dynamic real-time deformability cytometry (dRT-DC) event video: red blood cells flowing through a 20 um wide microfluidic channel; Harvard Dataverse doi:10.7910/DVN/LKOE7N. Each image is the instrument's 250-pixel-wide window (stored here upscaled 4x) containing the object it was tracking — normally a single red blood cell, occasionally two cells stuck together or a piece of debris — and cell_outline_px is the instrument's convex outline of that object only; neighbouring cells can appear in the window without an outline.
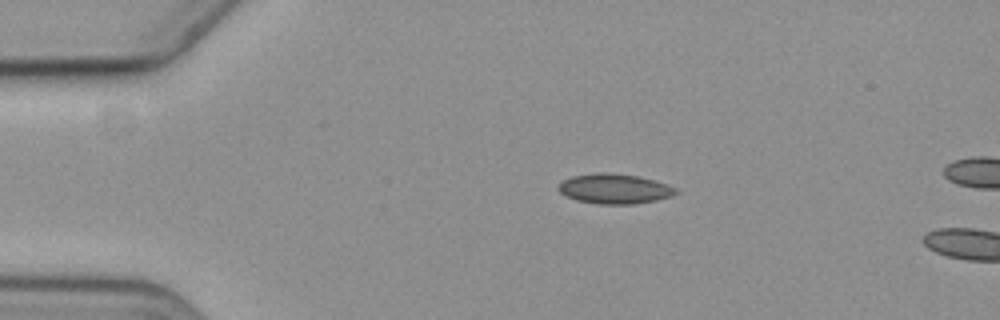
{"species": "common noctule bat (a hibernating species)", "species_latin": "Nyctalus noctula", "temperature_condition": "cold", "stored_images_in_passage": 4, "camera_frame_rate_fps": 3000, "um_per_image_px": 0.085, "animal": {"sex": "female", "body_mass_g": 19.3, "forearm_length_mm": 54.1}, "frame": {"image": 1, "passage_image": 2, "time_ms": 1.333, "image_size_px": [1000, 320], "cell_outline_px": [[680, 192], [656, 200], [632, 204], [600, 204], [576, 200], [560, 192], [560, 184], [564, 180], [572, 176], [596, 172], [608, 172], [640, 176], [676, 188]], "centroid_in_image_um": [52.23, 16.03], "position_along_channel_um": 32.8, "area_um2": 20.17}}